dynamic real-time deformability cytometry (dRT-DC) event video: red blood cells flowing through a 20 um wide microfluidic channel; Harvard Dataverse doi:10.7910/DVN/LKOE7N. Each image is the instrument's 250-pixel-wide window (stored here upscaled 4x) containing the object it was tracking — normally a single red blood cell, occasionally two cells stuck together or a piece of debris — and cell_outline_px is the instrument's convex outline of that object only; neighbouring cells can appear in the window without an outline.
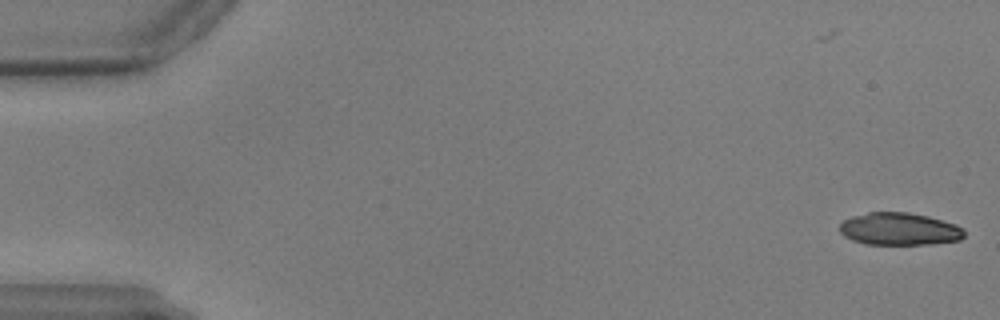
{"species": "common noctule bat (a hibernating species)", "species_latin": "Nyctalus noctula", "temperature_condition": "warm", "stored_images_in_passage": 35, "camera_frame_rate_fps": 3000, "um_per_image_px": 0.085, "animal": {"sex": "male", "body_mass_g": 17.9, "forearm_length_mm": 54.2}, "frame": {"image": 1, "passage_image": 1, "time_ms": 0.0, "image_size_px": [1000, 320], "cell_outline_px": [[964, 236], [960, 240], [932, 244], [864, 244], [852, 240], [844, 236], [840, 232], [840, 224], [844, 220], [852, 216], [868, 212], [908, 212], [928, 216], [956, 224], [964, 228]], "centroid_in_image_um": [76.45, 19.46], "position_along_channel_um": 8.5, "area_um2": 23.7}}
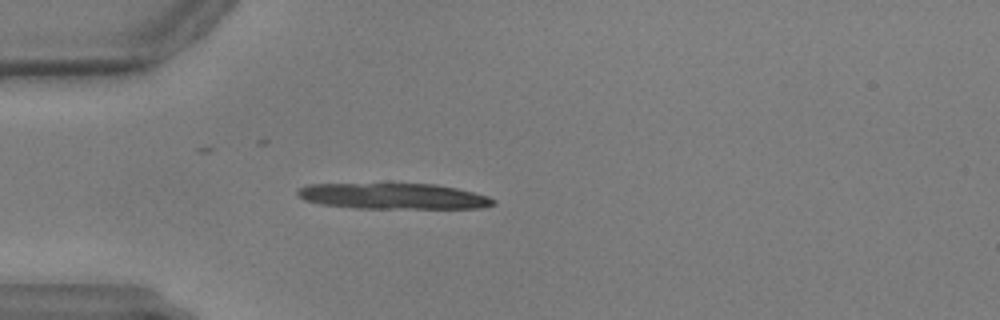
{"frame": {"image": 2, "passage_image": 16, "time_ms": 5.0, "image_size_px": [1000, 320], "cell_outline_px": [[496, 204], [480, 208], [352, 208], [320, 204], [304, 200], [296, 192], [300, 188], [308, 184], [436, 184], [456, 188], [488, 196], [496, 200]], "centroid_in_image_um": [33.44, 16.68], "position_along_channel_um": 51.6, "area_um2": 29.36}}
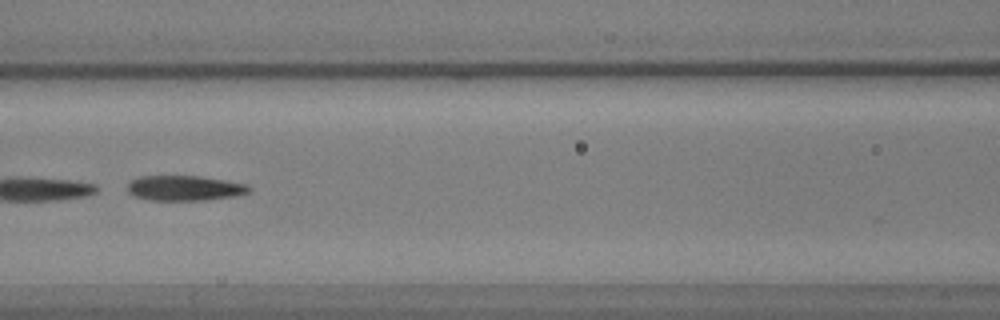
{"frame": {"image": 3, "passage_image": 26, "time_ms": 8.333, "image_size_px": [1000, 320], "cell_outline_px": [[252, 188], [248, 192], [236, 196], [204, 200], [148, 200], [132, 196], [128, 192], [128, 184], [132, 180], [140, 176], [200, 176], [248, 184]], "centroid_in_image_um": [15.69, 15.99], "position_along_channel_um": 150.9, "area_um2": 17.86}}